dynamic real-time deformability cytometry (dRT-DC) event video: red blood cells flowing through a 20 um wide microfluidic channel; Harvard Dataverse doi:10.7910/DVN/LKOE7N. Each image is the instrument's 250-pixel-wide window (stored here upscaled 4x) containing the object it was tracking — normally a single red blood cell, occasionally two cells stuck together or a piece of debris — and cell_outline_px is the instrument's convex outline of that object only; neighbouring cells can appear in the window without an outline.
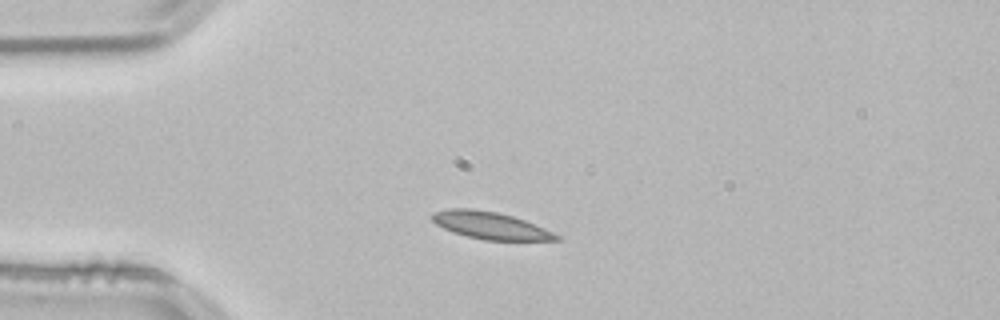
{"species": "common noctule bat (a hibernating species)", "species_latin": "Nyctalus noctula", "temperature_condition": "room temperature", "stored_images_in_passage": 49, "camera_frame_rate_fps": 3000, "um_per_image_px": 0.085, "animal": {"sex": "male", "body_mass_g": 21.5, "forearm_length_mm": 52.0}, "frame": {"image": 1, "passage_image": 9, "time_ms": 2.667, "image_size_px": [1000, 320], "cell_outline_px": [[564, 240], [484, 240], [452, 232], [436, 224], [432, 220], [432, 212], [448, 208], [472, 208], [496, 212], [512, 216], [524, 220], [564, 236]], "centroid_in_image_um": [41.71, 19.16], "position_along_channel_um": 43.3, "area_um2": 19.77}}
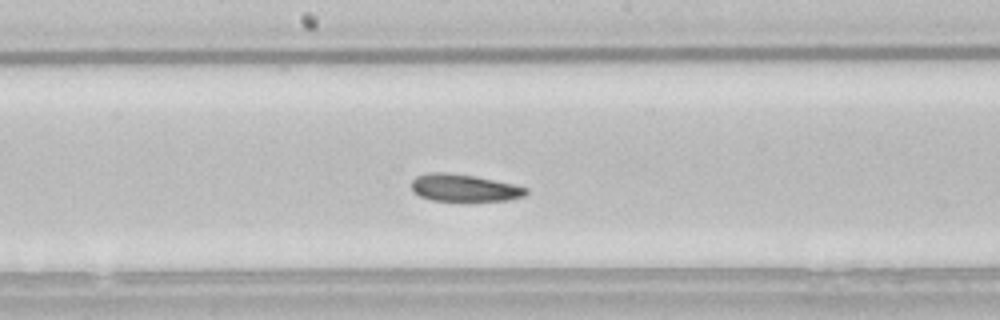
{"frame": {"image": 2, "passage_image": 24, "time_ms": 7.667, "image_size_px": [1000, 320], "cell_outline_px": [[528, 192], [524, 196], [508, 200], [432, 200], [420, 196], [412, 188], [412, 180], [416, 176], [428, 172], [444, 172], [476, 176], [512, 184], [528, 188]], "centroid_in_image_um": [39.45, 15.95], "position_along_channel_um": 208.7, "area_um2": 17.92}}
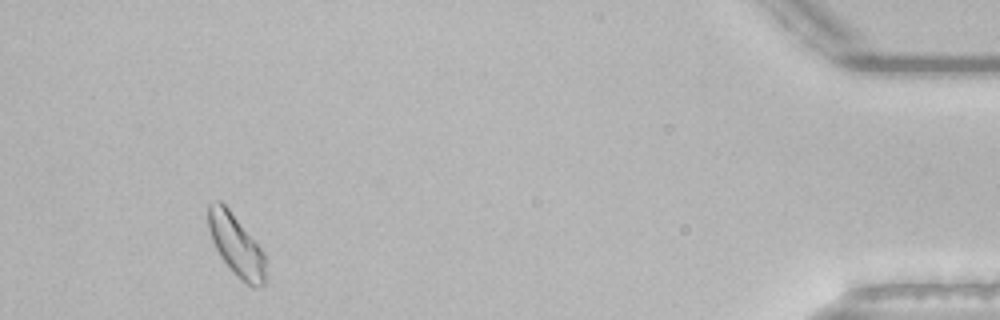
{"frame": {"image": 3, "passage_image": 46, "time_ms": 15.0, "image_size_px": [1000, 320], "cell_outline_px": [[264, 284], [252, 288], [236, 276], [232, 272], [220, 256], [212, 240], [208, 228], [208, 204], [216, 200], [220, 200], [228, 208], [264, 252]], "centroid_in_image_um": [20.04, 20.84], "position_along_channel_um": 415.2, "area_um2": 20.23}, "authors_computed_cell_mechanics": {"area_um2": 19.0162, "velocity_mm_per_s": 3.7654, "shape_relaxation_time_tau1_ms": 4.6821, "shape_relaxation_time_tau2_ms": 2.6448, "deformation_change_tau1": 0.1118, "deformation_change_tau2": 0.0764}}